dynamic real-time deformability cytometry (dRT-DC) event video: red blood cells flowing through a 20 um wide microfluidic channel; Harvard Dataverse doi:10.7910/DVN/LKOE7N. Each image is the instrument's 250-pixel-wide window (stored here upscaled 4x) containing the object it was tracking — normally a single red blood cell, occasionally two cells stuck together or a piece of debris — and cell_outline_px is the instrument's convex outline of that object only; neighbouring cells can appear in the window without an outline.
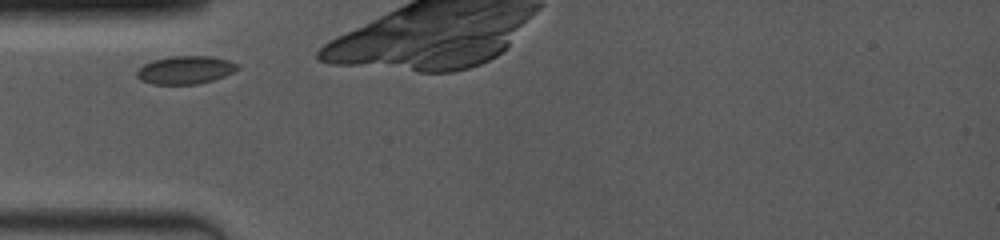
{"species": "common noctule bat (a hibernating species)", "species_latin": "Nyctalus noctula", "temperature_condition": "room temperature", "stored_images_in_passage": 4, "camera_frame_rate_fps": 4000, "um_per_image_px": 0.085, "animal": {"sex": "female", "body_mass_g": 19.0, "forearm_length_mm": 53.3}, "frame": {"image": 1, "passage_image": 1, "time_ms": 0.0, "image_size_px": [1000, 240], "cell_outline_px": [[240, 68], [224, 76], [212, 80], [196, 84], [152, 84], [140, 80], [136, 76], [136, 72], [144, 64], [152, 60], [172, 56], [212, 56], [228, 60], [240, 64]], "centroid_in_image_um": [15.76, 5.94], "position_along_channel_um": 69.2, "area_um2": 16.47}}
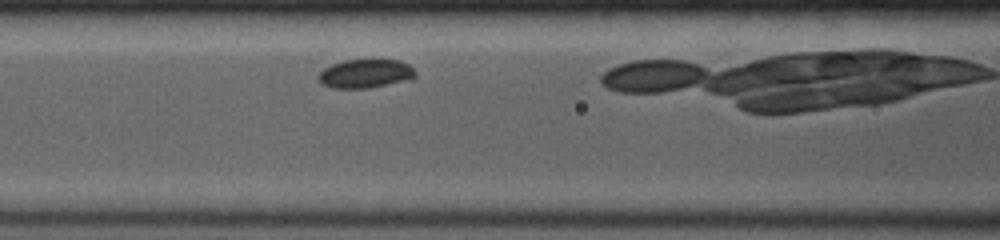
{"frame": {"image": 2, "passage_image": 4, "time_ms": 1.75, "image_size_px": [1000, 240], "cell_outline_px": [[416, 76], [412, 80], [368, 88], [332, 88], [324, 84], [316, 76], [324, 68], [332, 64], [344, 60], [400, 60], [408, 64], [416, 72]], "centroid_in_image_um": [31.09, 6.26], "position_along_channel_um": 135.5, "area_um2": 16.3}}